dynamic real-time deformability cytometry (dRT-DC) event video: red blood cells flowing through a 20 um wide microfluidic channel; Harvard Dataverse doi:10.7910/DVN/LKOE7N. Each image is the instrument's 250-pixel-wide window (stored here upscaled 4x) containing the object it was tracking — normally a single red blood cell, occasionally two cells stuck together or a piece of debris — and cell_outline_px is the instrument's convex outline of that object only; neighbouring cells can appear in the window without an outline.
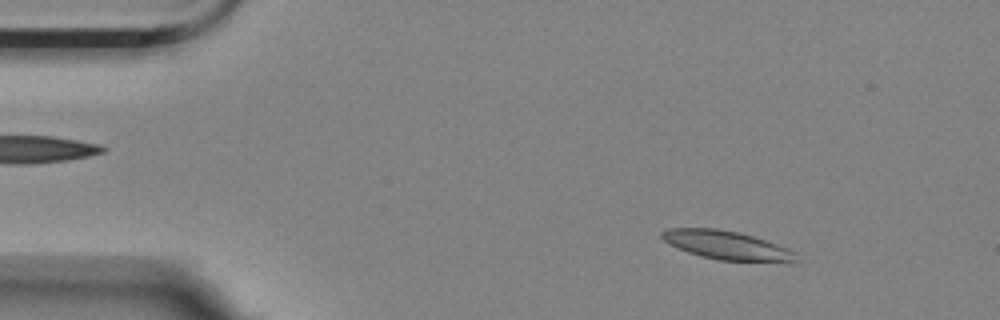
{"species": "Egyptian fruit bat (a non-hibernating species)", "species_latin": "Rousettus aegyptiacus", "temperature_condition": "room temperature", "stored_images_in_passage": 56, "camera_frame_rate_fps": 3000, "um_per_image_px": 0.085, "animal": {"sex": "female"}, "frame": {"image": 1, "passage_image": 7, "time_ms": 2.0, "image_size_px": [1000, 320], "cell_outline_px": [[800, 260], [720, 260], [700, 256], [688, 252], [668, 244], [660, 236], [660, 232], [664, 228], [716, 228], [740, 232], [788, 248], [796, 252]], "centroid_in_image_um": [61.66, 20.81], "position_along_channel_um": 23.3, "area_um2": 22.02}}
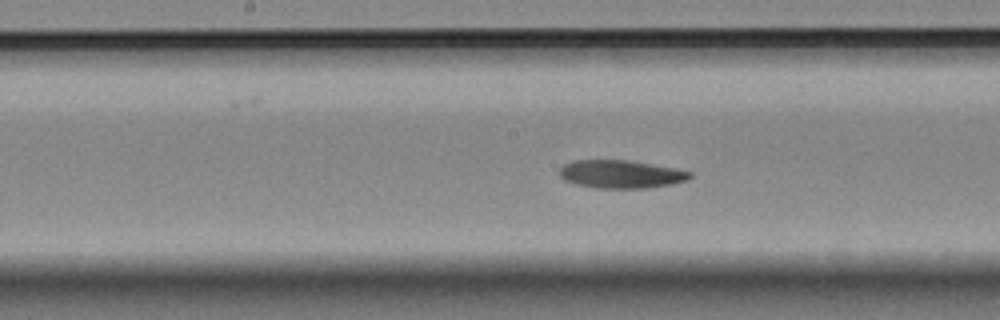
{"frame": {"image": 2, "passage_image": 28, "time_ms": 9.0, "image_size_px": [1000, 320], "cell_outline_px": [[692, 176], [688, 180], [672, 184], [648, 188], [596, 188], [576, 184], [564, 180], [560, 176], [560, 168], [564, 164], [576, 160], [628, 160], [676, 168], [692, 172]], "centroid_in_image_um": [52.8, 14.8], "position_along_channel_um": 195.4, "area_um2": 21.39}}
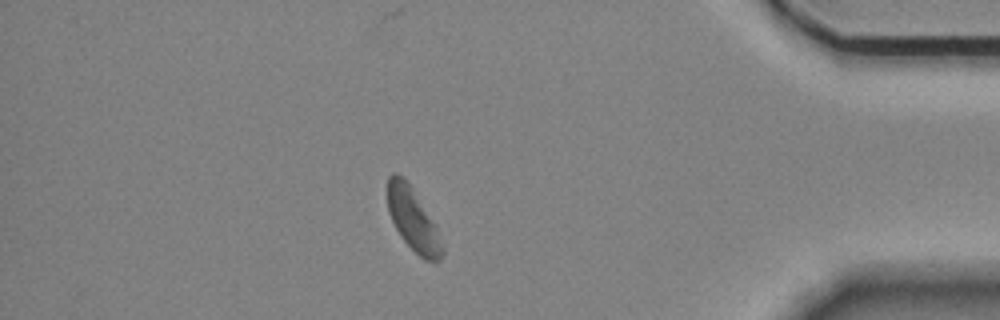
{"frame": {"image": 3, "passage_image": 49, "time_ms": 16.0, "image_size_px": [1000, 320], "cell_outline_px": [[444, 252], [440, 260], [424, 260], [400, 236], [388, 212], [388, 176], [392, 172], [396, 172], [408, 184], [436, 224], [444, 248]], "centroid_in_image_um": [35.12, 18.69], "position_along_channel_um": 400.1, "area_um2": 19.54}}